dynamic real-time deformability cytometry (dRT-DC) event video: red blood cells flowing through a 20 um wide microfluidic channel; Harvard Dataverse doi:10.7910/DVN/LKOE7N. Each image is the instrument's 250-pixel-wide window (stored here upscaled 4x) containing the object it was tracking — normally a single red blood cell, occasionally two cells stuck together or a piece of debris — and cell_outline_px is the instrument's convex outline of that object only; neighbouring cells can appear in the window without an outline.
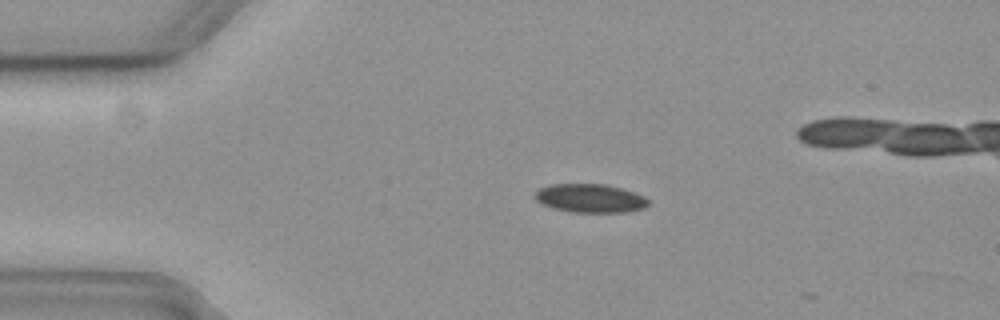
{"species": "common noctule bat (a hibernating species)", "species_latin": "Nyctalus noctula", "temperature_condition": "cold", "stored_images_in_passage": 3, "camera_frame_rate_fps": 3000, "um_per_image_px": 0.085, "animal": {"sex": "female", "body_mass_g": 19.3, "forearm_length_mm": 54.1}, "frame": {"image": 1, "passage_image": 1, "time_ms": 0.0, "image_size_px": [1000, 320], "cell_outline_px": [[648, 204], [644, 208], [624, 212], [572, 212], [556, 208], [544, 204], [536, 200], [532, 196], [540, 188], [552, 184], [604, 184], [620, 188], [644, 196], [648, 200]], "centroid_in_image_um": [50.15, 16.85], "position_along_channel_um": 34.9, "area_um2": 18.61}}